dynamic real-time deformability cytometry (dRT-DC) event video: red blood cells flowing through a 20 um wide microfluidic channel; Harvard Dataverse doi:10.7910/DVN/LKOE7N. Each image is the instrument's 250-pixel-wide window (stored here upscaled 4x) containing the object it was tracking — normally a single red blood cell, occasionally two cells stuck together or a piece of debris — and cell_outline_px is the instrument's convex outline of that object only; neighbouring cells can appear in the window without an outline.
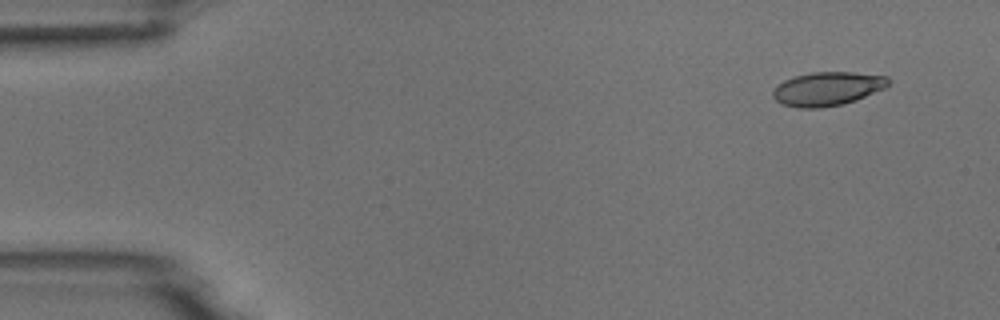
{"species": "common noctule bat (a hibernating species)", "species_latin": "Nyctalus noctula", "temperature_condition": "room temperature", "stored_images_in_passage": 4, "camera_frame_rate_fps": 3000, "um_per_image_px": 0.085, "animal": {"sex": "male", "body_mass_g": 18.8}, "frame": {"image": 1, "passage_image": 1, "time_ms": 0.0, "image_size_px": [1000, 320], "cell_outline_px": [[888, 84], [884, 88], [856, 100], [844, 104], [820, 108], [796, 108], [784, 104], [776, 100], [772, 96], [772, 92], [784, 80], [796, 76], [812, 72], [852, 72], [888, 76]], "centroid_in_image_um": [70.33, 7.55], "position_along_channel_um": 14.7, "area_um2": 22.54}}
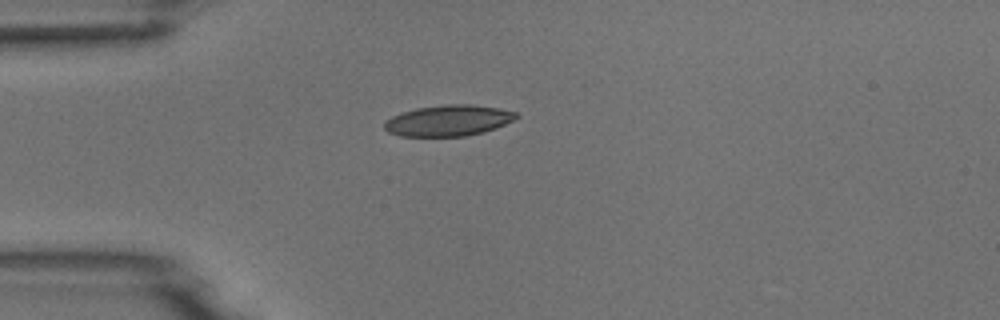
{"frame": {"image": 2, "passage_image": 4, "time_ms": 3.333, "image_size_px": [1000, 320], "cell_outline_px": [[520, 116], [496, 128], [484, 132], [464, 136], [400, 136], [388, 132], [384, 128], [384, 120], [400, 112], [416, 108], [448, 104], [468, 104], [500, 108], [516, 112]], "centroid_in_image_um": [38.08, 10.24], "position_along_channel_um": 46.9, "area_um2": 23.87}}